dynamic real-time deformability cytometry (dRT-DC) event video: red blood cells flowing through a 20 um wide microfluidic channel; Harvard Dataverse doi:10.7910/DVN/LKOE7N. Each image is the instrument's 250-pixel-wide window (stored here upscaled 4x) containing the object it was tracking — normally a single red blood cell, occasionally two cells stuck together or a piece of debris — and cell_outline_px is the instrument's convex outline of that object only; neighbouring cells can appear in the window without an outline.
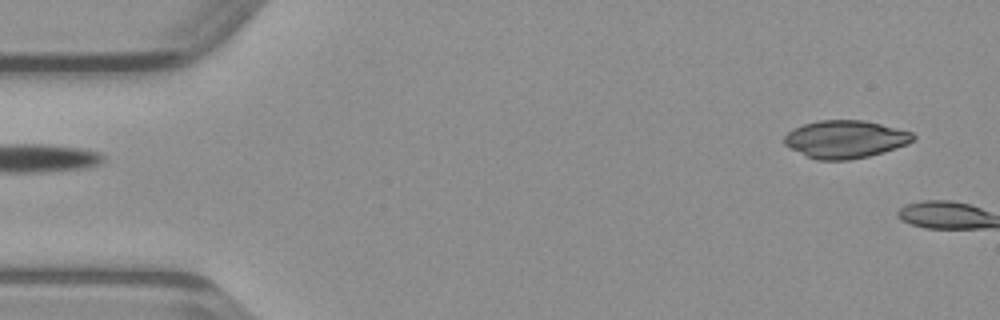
{"species": "common noctule bat (a hibernating species)", "species_latin": "Nyctalus noctula", "temperature_condition": "warm", "stored_images_in_passage": 3, "camera_frame_rate_fps": 3000, "um_per_image_px": 0.085, "animal": {"sex": "male", "body_mass_g": 23.1, "forearm_length_mm": 52.7}, "frame": {"image": 1, "passage_image": 1, "time_ms": 0.0, "image_size_px": [1000, 320], "cell_outline_px": [[916, 140], [908, 144], [868, 156], [848, 160], [816, 160], [784, 144], [784, 136], [792, 128], [804, 124], [820, 120], [864, 120], [912, 132], [916, 136]], "centroid_in_image_um": [71.86, 11.83], "position_along_channel_um": 13.1, "area_um2": 28.15}}